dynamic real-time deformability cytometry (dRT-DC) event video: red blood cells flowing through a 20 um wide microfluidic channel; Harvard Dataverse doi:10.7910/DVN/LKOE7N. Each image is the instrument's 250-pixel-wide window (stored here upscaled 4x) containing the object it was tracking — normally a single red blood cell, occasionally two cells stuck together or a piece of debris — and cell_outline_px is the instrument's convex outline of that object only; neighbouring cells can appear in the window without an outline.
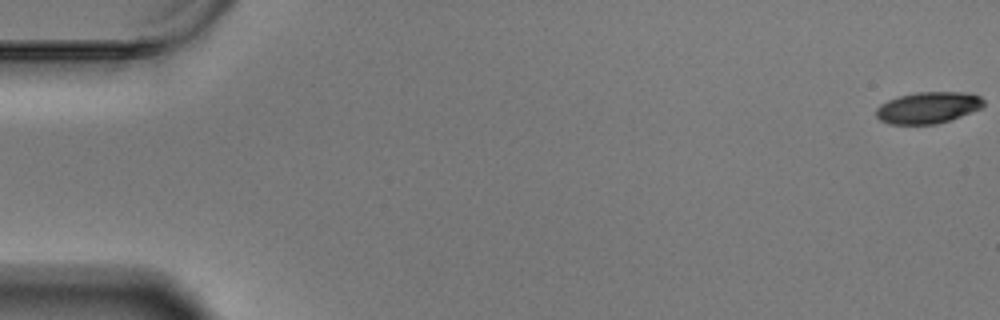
{"species": "Egyptian fruit bat (a non-hibernating species)", "species_latin": "Rousettus aegyptiacus", "temperature_condition": "warm", "stored_images_in_passage": 60, "camera_frame_rate_fps": 3000, "um_per_image_px": 0.085, "animal": {"sex": "male"}, "frame": {"image": 1, "passage_image": 1, "time_ms": 0.0, "image_size_px": [1000, 320], "cell_outline_px": [[984, 104], [980, 108], [960, 116], [936, 124], [892, 124], [880, 120], [876, 116], [876, 108], [880, 104], [888, 100], [900, 96], [916, 92], [972, 92], [980, 96], [984, 100]], "centroid_in_image_um": [78.88, 9.13], "position_along_channel_um": 6.1, "area_um2": 19.65}}
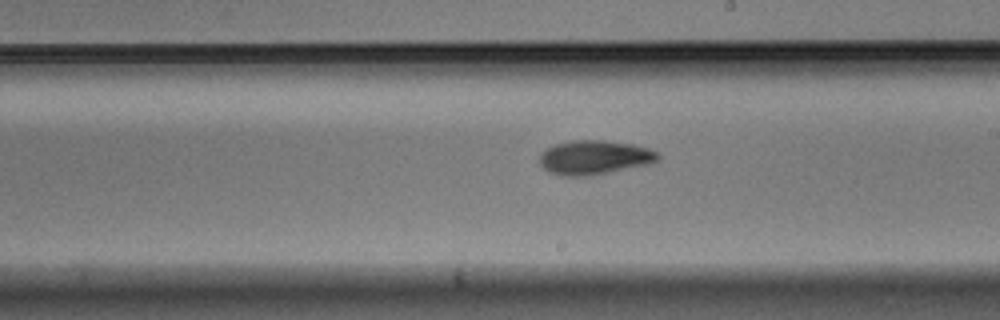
{"frame": {"image": 2, "passage_image": 35, "time_ms": 11.333, "image_size_px": [1000, 320], "cell_outline_px": [[660, 156], [656, 160], [648, 164], [588, 176], [560, 176], [548, 172], [540, 164], [540, 152], [556, 144], [572, 140], [604, 140], [632, 144], [648, 148], [656, 152]], "centroid_in_image_um": [50.48, 13.38], "position_along_channel_um": 238.5, "area_um2": 23.41}}
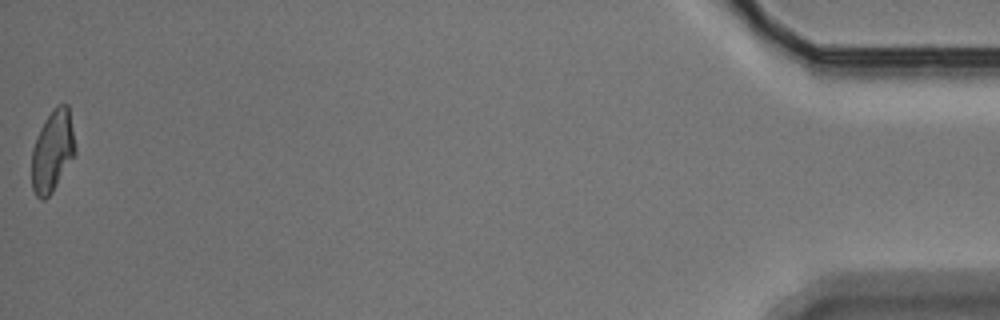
{"frame": {"image": 3, "passage_image": 60, "time_ms": 19.667, "image_size_px": [1000, 320], "cell_outline_px": [[76, 152], [52, 192], [44, 200], [40, 200], [36, 196], [32, 188], [32, 148], [40, 128], [44, 120], [56, 104], [68, 104], [76, 148]], "centroid_in_image_um": [4.45, 12.83], "position_along_channel_um": 430.7, "area_um2": 20.63}, "authors_computed_cell_mechanics": {"area_um2": 21.5016, "velocity_mm_per_s": 3.4408, "shape_relaxation_time_tau1_ms": 3.375, "shape_relaxation_time_tau2_ms": 7.1367, "deformation_change_tau1": 0.1624, "deformation_change_tau2": 0.1401}}